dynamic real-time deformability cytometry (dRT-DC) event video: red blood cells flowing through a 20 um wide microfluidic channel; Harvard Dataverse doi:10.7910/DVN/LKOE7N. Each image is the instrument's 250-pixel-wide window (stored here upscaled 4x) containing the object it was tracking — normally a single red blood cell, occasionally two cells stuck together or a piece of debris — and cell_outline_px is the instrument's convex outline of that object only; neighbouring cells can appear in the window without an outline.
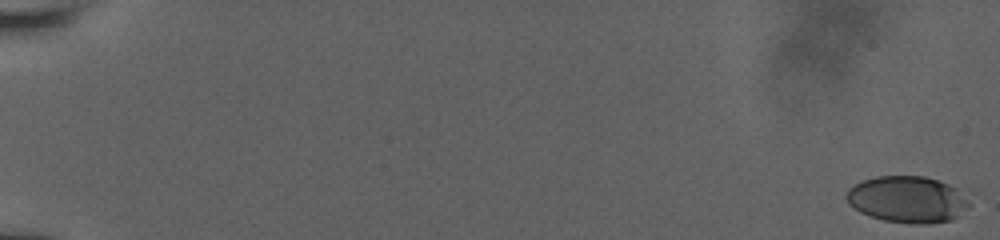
{"species": "human", "species_latin": "Homo sapiens", "temperature_condition": "room temperature", "stored_images_in_passage": 27, "camera_frame_rate_fps": 3000, "um_per_image_px": 0.085, "donor": {"sex": "male"}, "frame": {"image": 1, "passage_image": 1, "time_ms": 0.0, "image_size_px": [1000, 240], "cell_outline_px": [[976, 192], [972, 204], [968, 208], [952, 220], [928, 224], [912, 224], [884, 220], [860, 212], [848, 204], [844, 196], [848, 188], [864, 180], [876, 176], [924, 176]], "centroid_in_image_um": [77.29, 16.94], "position_along_channel_um": 7.7, "area_um2": 34.56}}
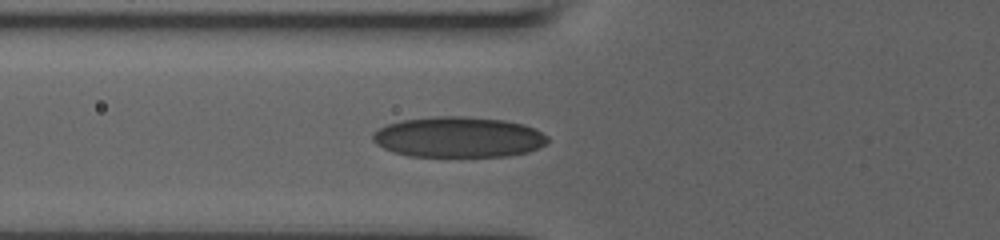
{"frame": {"image": 2, "passage_image": 20, "time_ms": 7.667, "image_size_px": [1000, 240], "cell_outline_px": [[548, 144], [528, 152], [508, 156], [408, 156], [392, 152], [376, 144], [372, 140], [372, 136], [380, 128], [388, 124], [404, 120], [436, 116], [464, 116], [504, 120], [524, 124], [536, 128], [548, 136]], "centroid_in_image_um": [39.01, 11.66], "position_along_channel_um": 86.8, "area_um2": 41.5}}
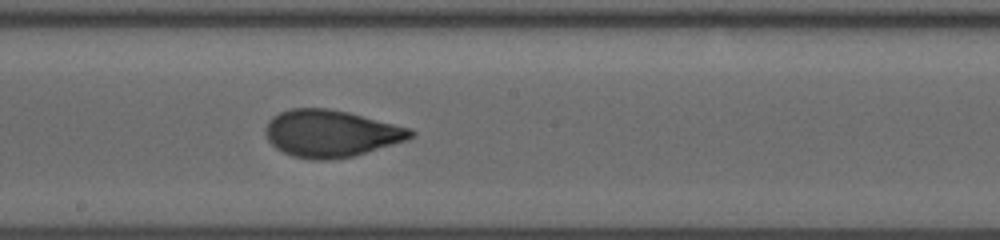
{"frame": {"image": 3, "passage_image": 27, "time_ms": 11.0, "image_size_px": [1000, 240], "cell_outline_px": [[416, 132], [412, 136], [404, 140], [352, 156], [328, 160], [312, 160], [292, 156], [276, 148], [268, 140], [264, 132], [264, 128], [268, 120], [272, 116], [280, 112], [292, 108], [328, 108], [348, 112], [408, 128]], "centroid_in_image_um": [28.04, 11.34], "position_along_channel_um": 220.2, "area_um2": 39.36}}